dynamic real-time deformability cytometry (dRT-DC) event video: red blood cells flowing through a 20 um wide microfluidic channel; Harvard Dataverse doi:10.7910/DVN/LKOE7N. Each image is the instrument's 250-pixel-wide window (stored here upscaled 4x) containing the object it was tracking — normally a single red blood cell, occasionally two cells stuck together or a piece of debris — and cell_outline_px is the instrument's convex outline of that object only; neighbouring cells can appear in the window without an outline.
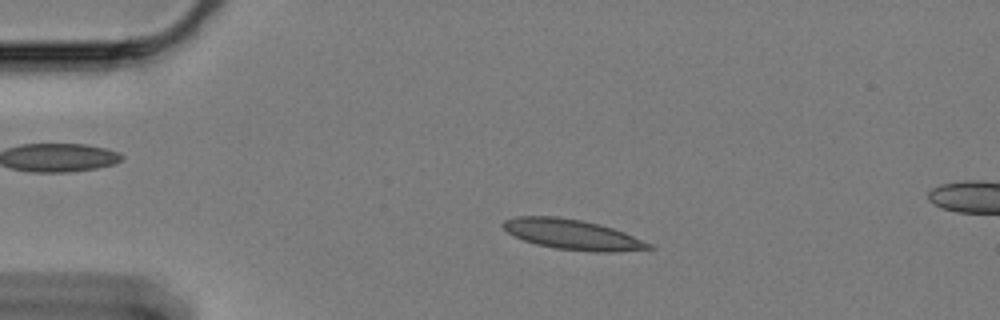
{"species": "Egyptian fruit bat (a non-hibernating species)", "species_latin": "Rousettus aegyptiacus", "temperature_condition": "cold", "stored_images_in_passage": 52, "camera_frame_rate_fps": 3000, "um_per_image_px": 0.085, "animal": {"sex": "female"}, "frame": {"image": 1, "passage_image": 4, "time_ms": 1.0, "image_size_px": [1000, 320], "cell_outline_px": [[656, 248], [616, 252], [592, 252], [556, 248], [536, 244], [524, 240], [508, 232], [500, 224], [504, 220], [516, 216], [556, 216], [580, 220], [600, 224], [624, 232], [652, 244]], "centroid_in_image_um": [48.67, 19.93], "position_along_channel_um": 36.3, "area_um2": 25.55}}
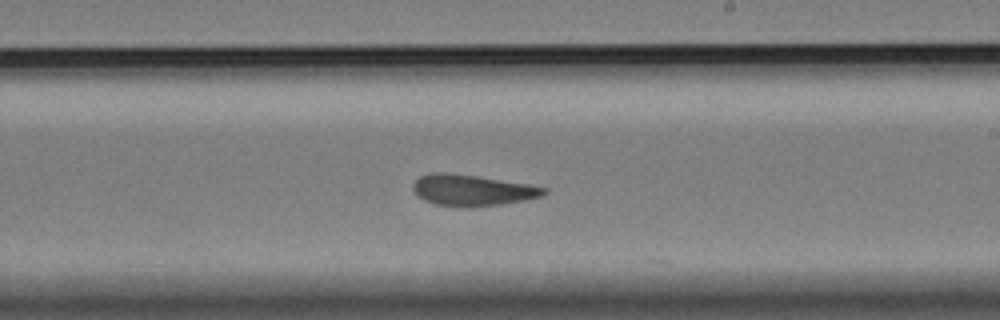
{"frame": {"image": 2, "passage_image": 27, "time_ms": 8.667, "image_size_px": [1000, 320], "cell_outline_px": [[548, 192], [544, 196], [524, 200], [500, 204], [436, 204], [424, 200], [412, 188], [412, 184], [420, 176], [432, 172], [444, 172], [476, 176], [528, 184], [548, 188]], "centroid_in_image_um": [40.18, 16.12], "position_along_channel_um": 248.8, "area_um2": 22.77}}
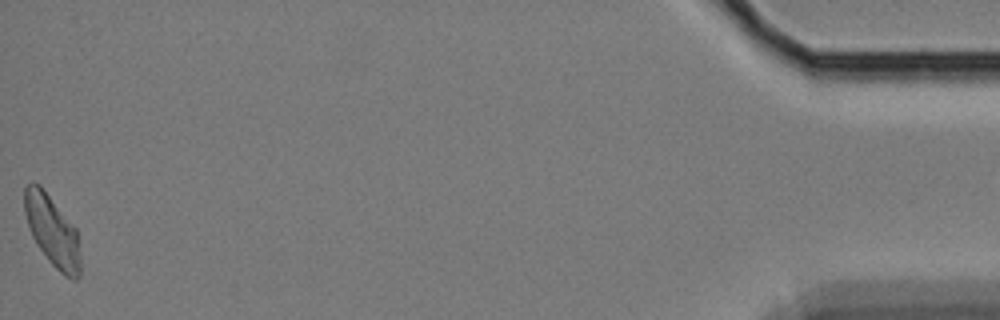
{"frame": {"image": 3, "passage_image": 52, "time_ms": 17.0, "image_size_px": [1000, 320], "cell_outline_px": [[80, 276], [76, 280], [72, 280], [64, 276], [48, 260], [36, 244], [32, 236], [24, 212], [24, 188], [32, 180], [40, 184], [76, 228], [80, 256]], "centroid_in_image_um": [4.44, 19.62], "position_along_channel_um": 430.8, "area_um2": 23.18}, "authors_computed_cell_mechanics": {"area_um2": 23.6402, "velocity_mm_per_s": 3.2785, "shape_relaxation_time_tau1_ms": null, "shape_relaxation_time_tau2_ms": 2.969, "deformation_change_tau1": null, "deformation_change_tau2": 0.111}}